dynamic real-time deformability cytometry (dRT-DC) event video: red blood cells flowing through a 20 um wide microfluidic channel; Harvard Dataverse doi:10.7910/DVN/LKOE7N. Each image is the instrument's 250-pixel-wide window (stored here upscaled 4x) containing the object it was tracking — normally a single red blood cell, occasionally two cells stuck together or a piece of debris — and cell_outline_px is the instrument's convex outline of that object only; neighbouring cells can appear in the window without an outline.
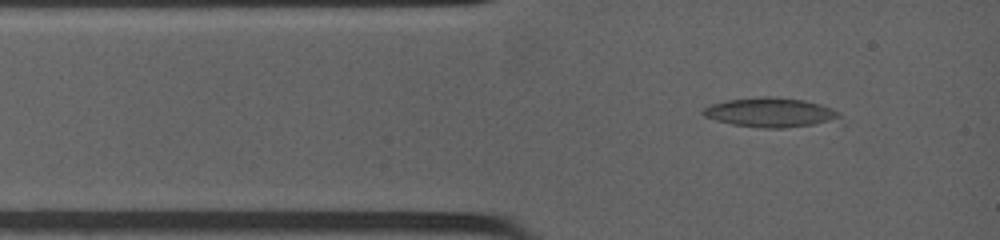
{"species": "common noctule bat (a hibernating species)", "species_latin": "Nyctalus noctula", "temperature_condition": "warm", "stored_images_in_passage": 92, "camera_frame_rate_fps": 4500, "um_per_image_px": 0.085, "animal": {"sex": "female", "body_mass_g": 19.0, "forearm_length_mm": 53.3}, "frame": {"image": 1, "passage_image": 6, "time_ms": 0.889, "image_size_px": [1000, 240], "cell_outline_px": [[840, 116], [812, 124], [784, 128], [764, 128], [732, 124], [716, 120], [704, 116], [700, 112], [704, 108], [712, 104], [724, 100], [764, 96], [776, 96], [804, 100], [820, 104], [832, 108]], "centroid_in_image_um": [65.37, 9.53], "position_along_channel_um": 19.6, "area_um2": 22.95}}
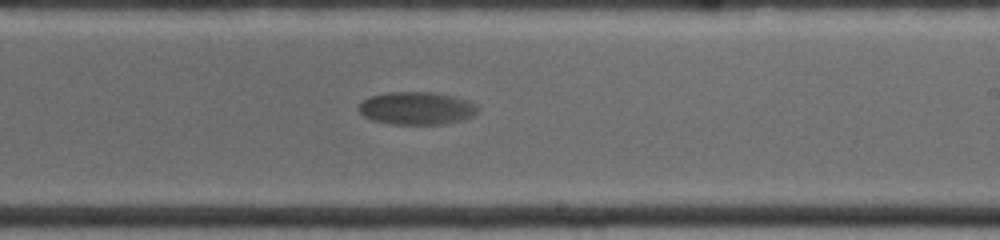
{"frame": {"image": 2, "passage_image": 46, "time_ms": 7.778, "image_size_px": [1000, 240], "cell_outline_px": [[476, 112], [472, 116], [464, 120], [444, 124], [388, 124], [372, 120], [364, 116], [360, 112], [360, 104], [364, 100], [372, 96], [388, 92], [436, 92], [452, 96], [476, 104]], "centroid_in_image_um": [35.41, 9.21], "position_along_channel_um": 253.6, "area_um2": 22.54}}
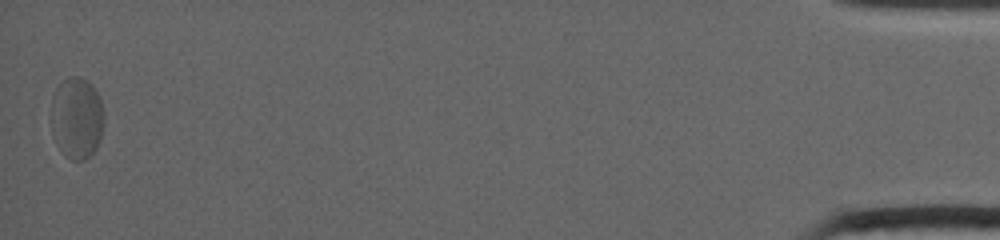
{"frame": {"image": 3, "passage_image": 91, "time_ms": 17.111, "image_size_px": [1000, 240], "cell_outline_px": [[104, 124], [100, 140], [96, 148], [84, 160], [72, 160], [56, 144], [52, 132], [52, 96], [56, 88], [68, 76], [76, 76], [88, 80], [92, 84], [100, 100], [104, 112]], "centroid_in_image_um": [6.54, 10.0], "position_along_channel_um": 428.7, "area_um2": 25.09}}